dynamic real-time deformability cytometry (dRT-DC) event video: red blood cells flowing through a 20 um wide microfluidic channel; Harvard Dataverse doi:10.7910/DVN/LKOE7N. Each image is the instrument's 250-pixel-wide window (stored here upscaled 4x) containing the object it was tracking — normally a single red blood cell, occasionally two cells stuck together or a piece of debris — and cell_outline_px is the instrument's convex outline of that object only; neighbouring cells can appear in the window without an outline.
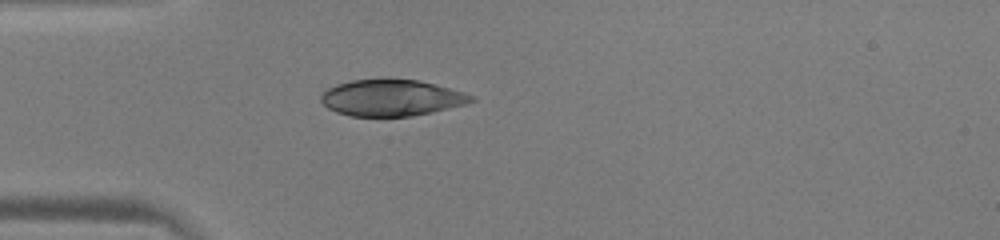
{"species": "human", "species_latin": "Homo sapiens", "temperature_condition": "warm", "stored_images_in_passage": 37, "camera_frame_rate_fps": 3000, "um_per_image_px": 0.085, "donor": {"sex": "male"}, "frame": {"image": 1, "passage_image": 1, "time_ms": 0.0, "image_size_px": [1000, 240], "cell_outline_px": [[476, 100], [464, 104], [432, 112], [412, 116], [352, 116], [336, 112], [328, 108], [320, 100], [320, 96], [328, 88], [336, 84], [352, 80], [388, 76], [420, 80], [464, 92], [476, 96]], "centroid_in_image_um": [33.27, 8.27], "position_along_channel_um": 51.7, "area_um2": 32.54}}
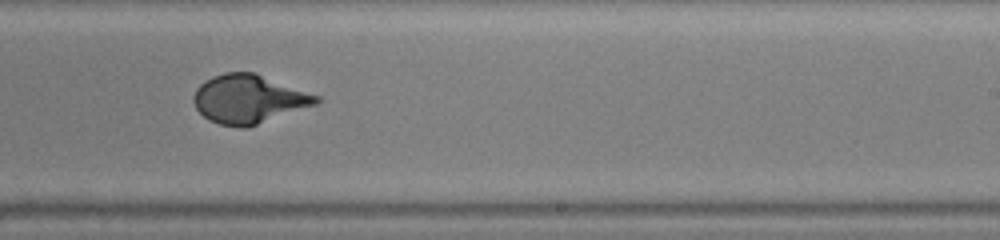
{"frame": {"image": 2, "passage_image": 18, "time_ms": 5.667, "image_size_px": [1000, 240], "cell_outline_px": [[320, 100], [316, 104], [244, 128], [240, 128], [220, 124], [208, 120], [196, 108], [192, 100], [192, 96], [196, 88], [204, 80], [212, 76], [224, 72], [252, 72], [320, 96]], "centroid_in_image_um": [21.08, 8.41], "position_along_channel_um": 267.9, "area_um2": 34.39}}
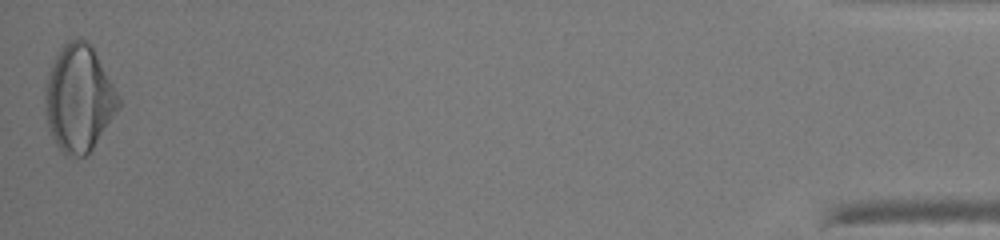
{"frame": {"image": 3, "passage_image": 37, "time_ms": 12.0, "image_size_px": [1000, 240], "cell_outline_px": [[120, 108], [92, 148], [84, 156], [64, 156], [56, 144], [52, 136], [44, 112], [44, 92], [48, 72], [56, 52], [64, 44], [72, 40], [88, 40], [120, 96]], "centroid_in_image_um": [6.68, 8.37], "position_along_channel_um": 428.5, "area_um2": 45.6}, "authors_computed_cell_mechanics": {"area_um2": 34.7378, "velocity_mm_per_s": 4.0097, "shape_relaxation_time_tau1_ms": 5.1035, "shape_relaxation_time_tau2_ms": null, "deformation_change_tau1": 0.2608, "deformation_change_tau2": null}}